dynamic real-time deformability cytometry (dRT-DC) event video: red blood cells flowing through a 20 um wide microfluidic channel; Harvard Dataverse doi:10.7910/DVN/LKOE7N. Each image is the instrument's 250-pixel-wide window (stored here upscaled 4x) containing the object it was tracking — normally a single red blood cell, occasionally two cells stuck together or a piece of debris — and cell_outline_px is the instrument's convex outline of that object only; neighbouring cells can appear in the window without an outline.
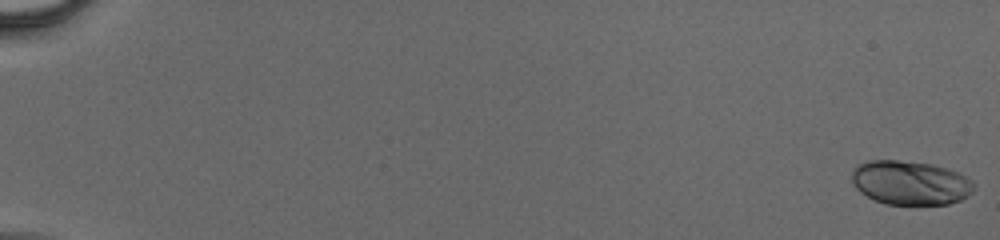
{"species": "human", "species_latin": "Homo sapiens", "temperature_condition": "cold", "stored_images_in_passage": 57, "camera_frame_rate_fps": 3000, "um_per_image_px": 0.085, "donor": {"sex": "male"}, "frame": {"image": 1, "passage_image": 1, "time_ms": 0.0, "image_size_px": [1000, 240], "cell_outline_px": [[976, 188], [968, 196], [960, 200], [948, 204], [884, 204], [860, 192], [852, 184], [852, 172], [856, 164], [868, 160], [900, 160], [932, 164], [956, 172], [972, 180], [976, 184]], "centroid_in_image_um": [77.37, 15.53], "position_along_channel_um": 7.6, "area_um2": 31.5}}
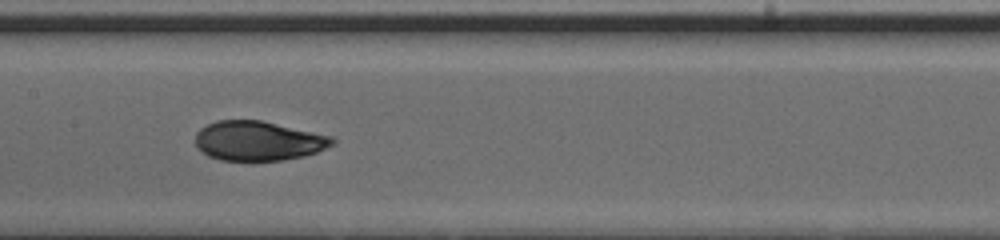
{"frame": {"image": 2, "passage_image": 32, "time_ms": 10.333, "image_size_px": [1000, 240], "cell_outline_px": [[336, 140], [332, 144], [316, 152], [304, 156], [284, 160], [220, 160], [208, 156], [196, 148], [196, 132], [200, 128], [216, 120], [260, 120], [332, 136]], "centroid_in_image_um": [21.91, 11.97], "position_along_channel_um": 185.5, "area_um2": 31.44}}
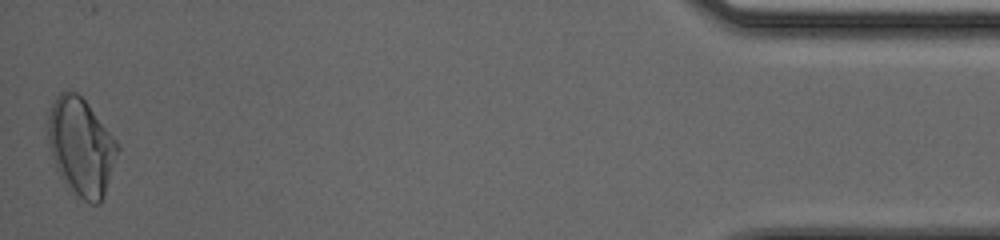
{"frame": {"image": 3, "passage_image": 57, "time_ms": 18.667, "image_size_px": [1000, 240], "cell_outline_px": [[120, 148], [104, 196], [100, 204], [92, 204], [68, 192], [56, 168], [52, 156], [48, 140], [48, 116], [52, 104], [56, 96], [60, 92], [68, 88], [76, 92], [88, 104], [120, 144]], "centroid_in_image_um": [6.9, 12.49], "position_along_channel_um": 428.3, "area_um2": 40.0}}